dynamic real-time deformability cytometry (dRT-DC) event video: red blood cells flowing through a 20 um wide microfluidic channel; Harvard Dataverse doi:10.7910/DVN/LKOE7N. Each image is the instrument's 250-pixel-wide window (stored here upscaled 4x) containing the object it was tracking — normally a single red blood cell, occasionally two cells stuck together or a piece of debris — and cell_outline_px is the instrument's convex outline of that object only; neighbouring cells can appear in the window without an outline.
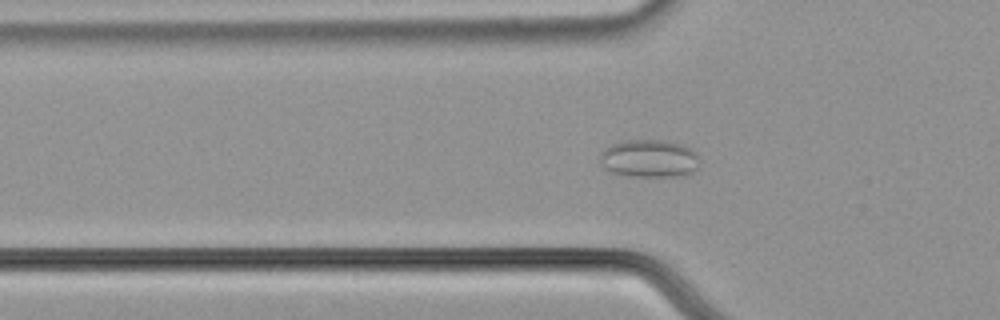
{"species": "common noctule bat (a hibernating species)", "species_latin": "Nyctalus noctula", "temperature_condition": "cold", "stored_images_in_passage": 59, "segment_of_instrument_passage": [1, 2], "camera_frame_rate_fps": 3000, "um_per_image_px": 0.085, "animal": {"sex": "male", "body_mass_g": 21.5, "forearm_length_mm": 52.0}, "frame": {"image": 1, "passage_image": 20, "time_ms": 6.333, "image_size_px": [1000, 320], "cell_outline_px": [[700, 164], [692, 172], [684, 176], [628, 176], [612, 172], [604, 168], [600, 164], [600, 152], [604, 148], [620, 140], [660, 140], [680, 144], [692, 148], [696, 152], [700, 160]], "centroid_in_image_um": [55.18, 13.47], "position_along_channel_um": 70.6, "area_um2": 22.25}}
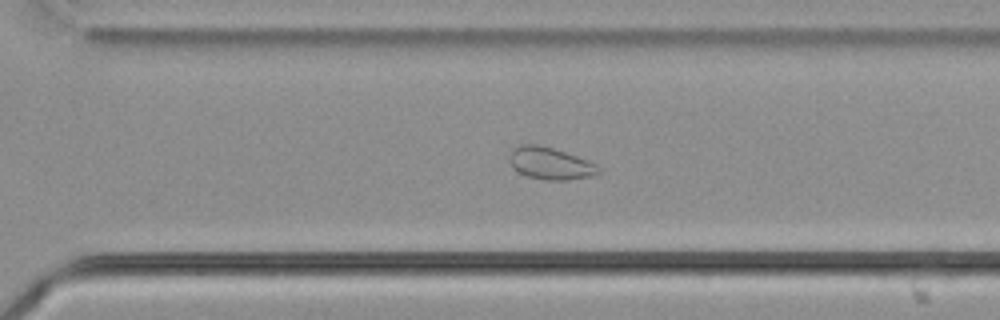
{"frame": {"image": 2, "passage_image": 41, "time_ms": 13.333, "image_size_px": [1000, 320], "cell_outline_px": [[600, 172], [592, 176], [568, 180], [544, 180], [528, 176], [516, 172], [512, 168], [508, 160], [508, 156], [512, 148], [520, 144], [536, 144], [552, 148], [576, 156], [596, 164], [600, 168]], "centroid_in_image_um": [46.71, 13.89], "position_along_channel_um": 323.9, "area_um2": 16.82}}
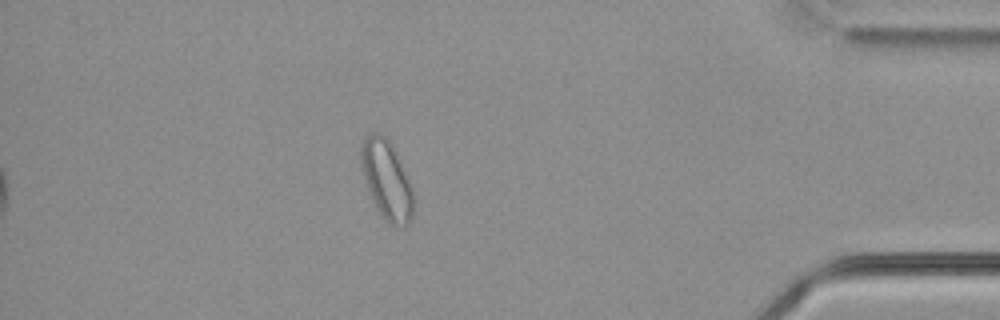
{"frame": {"image": 3, "passage_image": 51, "time_ms": 16.667, "image_size_px": [1000, 320], "cell_outline_px": [[412, 216], [408, 224], [404, 228], [392, 224], [380, 212], [364, 184], [360, 168], [360, 148], [364, 136], [368, 132], [380, 132], [392, 144], [396, 152], [412, 188]], "centroid_in_image_um": [32.81, 15.22], "position_along_channel_um": 402.4, "area_um2": 24.04}}